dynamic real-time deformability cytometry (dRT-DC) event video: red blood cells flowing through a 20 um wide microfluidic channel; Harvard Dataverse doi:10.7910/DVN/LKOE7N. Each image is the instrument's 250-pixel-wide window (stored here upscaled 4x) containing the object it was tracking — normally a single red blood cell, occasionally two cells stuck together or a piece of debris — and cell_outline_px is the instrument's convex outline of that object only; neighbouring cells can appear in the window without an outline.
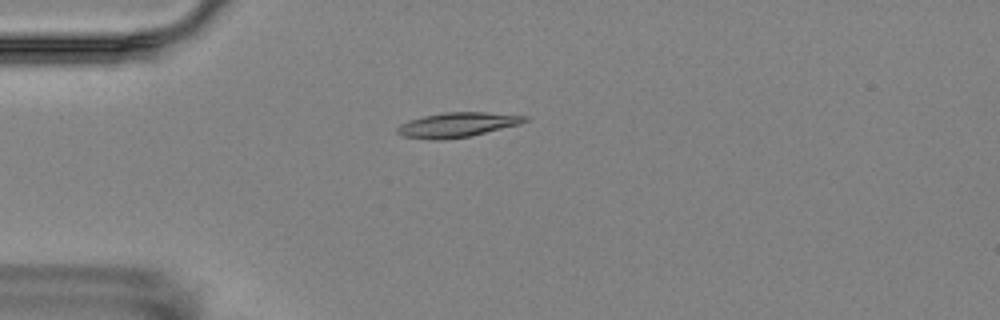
{"species": "Egyptian fruit bat (a non-hibernating species)", "species_latin": "Rousettus aegyptiacus", "temperature_condition": "room temperature", "stored_images_in_passage": 4, "camera_frame_rate_fps": 3000, "um_per_image_px": 0.085, "animal": {"sex": "female"}, "frame": {"image": 1, "passage_image": 2, "time_ms": 2.0, "image_size_px": [1000, 320], "cell_outline_px": [[528, 120], [520, 124], [472, 136], [444, 140], [428, 140], [404, 136], [396, 132], [396, 128], [400, 124], [408, 120], [424, 116], [444, 112], [484, 112], [528, 116]], "centroid_in_image_um": [38.85, 10.62], "position_along_channel_um": 46.2, "area_um2": 18.5}}
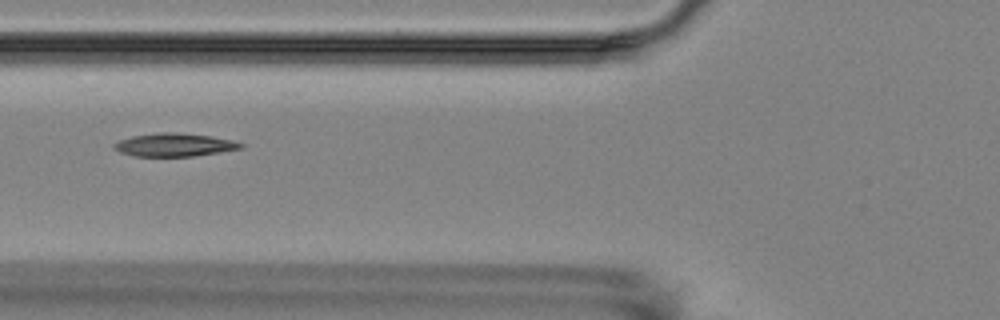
{"frame": {"image": 2, "passage_image": 4, "time_ms": 4.333, "image_size_px": [1000, 320], "cell_outline_px": [[244, 148], [192, 156], [136, 156], [120, 152], [112, 148], [112, 144], [120, 140], [132, 136], [160, 132], [176, 132], [212, 136], [232, 140], [244, 144]], "centroid_in_image_um": [14.81, 12.3], "position_along_channel_um": 111.0, "area_um2": 17.05}}